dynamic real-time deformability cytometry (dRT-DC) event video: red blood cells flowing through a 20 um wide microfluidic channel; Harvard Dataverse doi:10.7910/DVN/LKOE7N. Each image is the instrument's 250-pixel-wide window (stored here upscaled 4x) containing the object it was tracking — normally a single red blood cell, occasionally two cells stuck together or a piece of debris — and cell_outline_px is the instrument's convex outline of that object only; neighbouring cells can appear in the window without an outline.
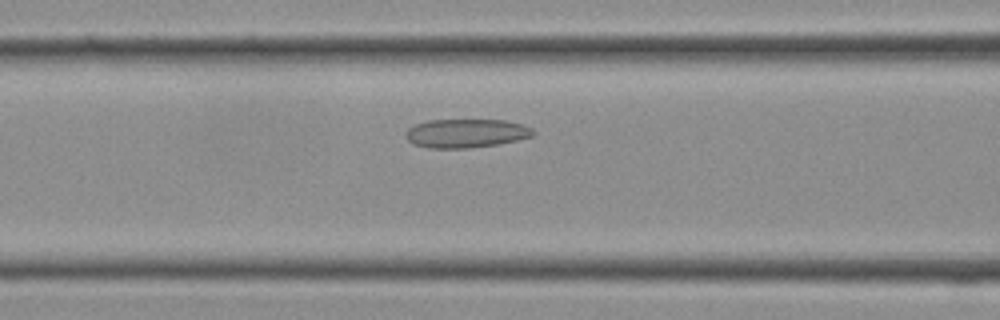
{"species": "Egyptian fruit bat (a non-hibernating species)", "species_latin": "Rousettus aegyptiacus", "temperature_condition": "cold", "stored_images_in_passage": 26, "camera_frame_rate_fps": 3000, "um_per_image_px": 0.085, "frame": {"image": 1, "passage_image": 8, "time_ms": 2.333, "image_size_px": [1000, 320], "cell_outline_px": [[536, 132], [532, 136], [500, 144], [468, 148], [428, 148], [412, 144], [404, 136], [404, 132], [408, 128], [416, 124], [428, 120], [504, 120], [524, 124], [532, 128]], "centroid_in_image_um": [39.6, 11.33], "position_along_channel_um": 127.0, "area_um2": 21.56}}
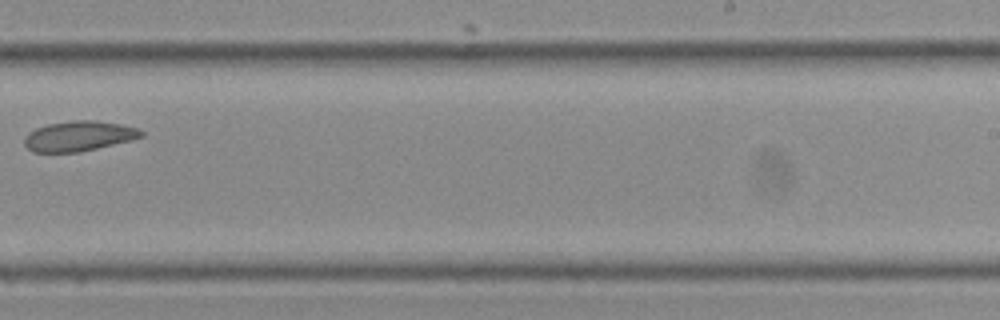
{"frame": {"image": 2, "passage_image": 15, "time_ms": 4.667, "image_size_px": [1000, 320], "cell_outline_px": [[144, 136], [132, 140], [80, 152], [32, 152], [24, 144], [24, 136], [28, 132], [36, 128], [48, 124], [76, 120], [92, 120], [120, 124], [140, 128], [144, 132]], "centroid_in_image_um": [6.71, 11.57], "position_along_channel_um": 282.3, "area_um2": 20.58}}
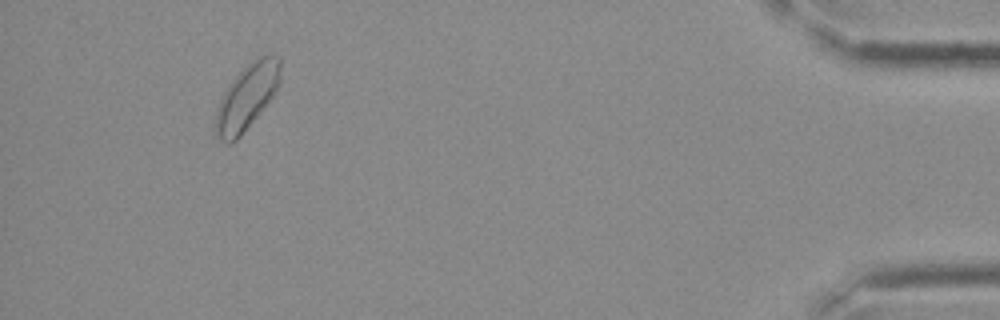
{"frame": {"image": 3, "passage_image": 24, "time_ms": 7.667, "image_size_px": [1000, 320], "cell_outline_px": [[280, 84], [272, 96], [240, 136], [232, 144], [224, 144], [216, 136], [216, 112], [220, 100], [224, 92], [232, 80], [252, 60], [260, 56], [272, 52], [280, 56]], "centroid_in_image_um": [21.0, 8.22], "position_along_channel_um": 414.2, "area_um2": 24.45}}